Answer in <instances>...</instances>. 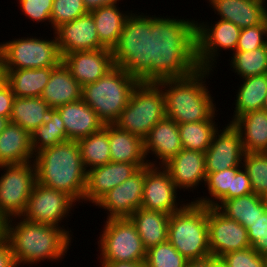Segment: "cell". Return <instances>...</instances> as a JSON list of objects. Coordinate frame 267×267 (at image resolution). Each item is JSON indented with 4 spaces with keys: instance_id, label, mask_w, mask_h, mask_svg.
Here are the masks:
<instances>
[{
    "instance_id": "cell-54",
    "label": "cell",
    "mask_w": 267,
    "mask_h": 267,
    "mask_svg": "<svg viewBox=\"0 0 267 267\" xmlns=\"http://www.w3.org/2000/svg\"><path fill=\"white\" fill-rule=\"evenodd\" d=\"M210 267H228L221 258H214Z\"/></svg>"
},
{
    "instance_id": "cell-34",
    "label": "cell",
    "mask_w": 267,
    "mask_h": 267,
    "mask_svg": "<svg viewBox=\"0 0 267 267\" xmlns=\"http://www.w3.org/2000/svg\"><path fill=\"white\" fill-rule=\"evenodd\" d=\"M51 107L41 97H15L10 122L30 134L48 118Z\"/></svg>"
},
{
    "instance_id": "cell-31",
    "label": "cell",
    "mask_w": 267,
    "mask_h": 267,
    "mask_svg": "<svg viewBox=\"0 0 267 267\" xmlns=\"http://www.w3.org/2000/svg\"><path fill=\"white\" fill-rule=\"evenodd\" d=\"M215 207L227 218L239 222L246 229L267 211L264 197L254 193L222 200Z\"/></svg>"
},
{
    "instance_id": "cell-45",
    "label": "cell",
    "mask_w": 267,
    "mask_h": 267,
    "mask_svg": "<svg viewBox=\"0 0 267 267\" xmlns=\"http://www.w3.org/2000/svg\"><path fill=\"white\" fill-rule=\"evenodd\" d=\"M19 4L23 15L33 22L51 23L53 0H19Z\"/></svg>"
},
{
    "instance_id": "cell-22",
    "label": "cell",
    "mask_w": 267,
    "mask_h": 267,
    "mask_svg": "<svg viewBox=\"0 0 267 267\" xmlns=\"http://www.w3.org/2000/svg\"><path fill=\"white\" fill-rule=\"evenodd\" d=\"M163 167L169 172L175 187L179 190H195L199 184H205V152L183 148Z\"/></svg>"
},
{
    "instance_id": "cell-14",
    "label": "cell",
    "mask_w": 267,
    "mask_h": 267,
    "mask_svg": "<svg viewBox=\"0 0 267 267\" xmlns=\"http://www.w3.org/2000/svg\"><path fill=\"white\" fill-rule=\"evenodd\" d=\"M177 191L169 172L163 166H145L142 208L171 215L186 204L179 200Z\"/></svg>"
},
{
    "instance_id": "cell-36",
    "label": "cell",
    "mask_w": 267,
    "mask_h": 267,
    "mask_svg": "<svg viewBox=\"0 0 267 267\" xmlns=\"http://www.w3.org/2000/svg\"><path fill=\"white\" fill-rule=\"evenodd\" d=\"M215 113L209 120L178 124V130L184 149L206 152L214 133L219 127L215 124ZM214 120V121H213Z\"/></svg>"
},
{
    "instance_id": "cell-44",
    "label": "cell",
    "mask_w": 267,
    "mask_h": 267,
    "mask_svg": "<svg viewBox=\"0 0 267 267\" xmlns=\"http://www.w3.org/2000/svg\"><path fill=\"white\" fill-rule=\"evenodd\" d=\"M267 43V24L243 28L240 31L235 51H251Z\"/></svg>"
},
{
    "instance_id": "cell-43",
    "label": "cell",
    "mask_w": 267,
    "mask_h": 267,
    "mask_svg": "<svg viewBox=\"0 0 267 267\" xmlns=\"http://www.w3.org/2000/svg\"><path fill=\"white\" fill-rule=\"evenodd\" d=\"M221 259L228 267L267 266V256L260 255L252 247L227 253Z\"/></svg>"
},
{
    "instance_id": "cell-10",
    "label": "cell",
    "mask_w": 267,
    "mask_h": 267,
    "mask_svg": "<svg viewBox=\"0 0 267 267\" xmlns=\"http://www.w3.org/2000/svg\"><path fill=\"white\" fill-rule=\"evenodd\" d=\"M98 241L101 261L145 260L146 252L135 225L129 218L106 219Z\"/></svg>"
},
{
    "instance_id": "cell-41",
    "label": "cell",
    "mask_w": 267,
    "mask_h": 267,
    "mask_svg": "<svg viewBox=\"0 0 267 267\" xmlns=\"http://www.w3.org/2000/svg\"><path fill=\"white\" fill-rule=\"evenodd\" d=\"M146 267H187V259L169 242L158 244L146 252Z\"/></svg>"
},
{
    "instance_id": "cell-39",
    "label": "cell",
    "mask_w": 267,
    "mask_h": 267,
    "mask_svg": "<svg viewBox=\"0 0 267 267\" xmlns=\"http://www.w3.org/2000/svg\"><path fill=\"white\" fill-rule=\"evenodd\" d=\"M241 167L237 166L223 171L207 173L205 186L207 185L211 198L202 196L193 201L206 207H215L222 200H228V190H232L233 176Z\"/></svg>"
},
{
    "instance_id": "cell-2",
    "label": "cell",
    "mask_w": 267,
    "mask_h": 267,
    "mask_svg": "<svg viewBox=\"0 0 267 267\" xmlns=\"http://www.w3.org/2000/svg\"><path fill=\"white\" fill-rule=\"evenodd\" d=\"M6 221L5 239L9 242L16 264L31 266L46 260L59 261L67 254L71 244V230L62 227L34 223L23 217ZM14 221V222H13ZM13 222V223H12Z\"/></svg>"
},
{
    "instance_id": "cell-9",
    "label": "cell",
    "mask_w": 267,
    "mask_h": 267,
    "mask_svg": "<svg viewBox=\"0 0 267 267\" xmlns=\"http://www.w3.org/2000/svg\"><path fill=\"white\" fill-rule=\"evenodd\" d=\"M40 38L22 37L0 43L3 69L57 66L62 61V56L58 49L55 32L52 40Z\"/></svg>"
},
{
    "instance_id": "cell-12",
    "label": "cell",
    "mask_w": 267,
    "mask_h": 267,
    "mask_svg": "<svg viewBox=\"0 0 267 267\" xmlns=\"http://www.w3.org/2000/svg\"><path fill=\"white\" fill-rule=\"evenodd\" d=\"M207 24L196 21V58L199 68L212 70L222 49L235 52L241 29L221 19L215 25Z\"/></svg>"
},
{
    "instance_id": "cell-38",
    "label": "cell",
    "mask_w": 267,
    "mask_h": 267,
    "mask_svg": "<svg viewBox=\"0 0 267 267\" xmlns=\"http://www.w3.org/2000/svg\"><path fill=\"white\" fill-rule=\"evenodd\" d=\"M231 55V71L240 78L267 74V43L255 50L235 51Z\"/></svg>"
},
{
    "instance_id": "cell-15",
    "label": "cell",
    "mask_w": 267,
    "mask_h": 267,
    "mask_svg": "<svg viewBox=\"0 0 267 267\" xmlns=\"http://www.w3.org/2000/svg\"><path fill=\"white\" fill-rule=\"evenodd\" d=\"M209 249L215 258L251 247L247 229L227 218L216 207H208Z\"/></svg>"
},
{
    "instance_id": "cell-33",
    "label": "cell",
    "mask_w": 267,
    "mask_h": 267,
    "mask_svg": "<svg viewBox=\"0 0 267 267\" xmlns=\"http://www.w3.org/2000/svg\"><path fill=\"white\" fill-rule=\"evenodd\" d=\"M242 82L235 95L234 115L228 122L231 124L248 112L262 109L267 94V74L247 77Z\"/></svg>"
},
{
    "instance_id": "cell-42",
    "label": "cell",
    "mask_w": 267,
    "mask_h": 267,
    "mask_svg": "<svg viewBox=\"0 0 267 267\" xmlns=\"http://www.w3.org/2000/svg\"><path fill=\"white\" fill-rule=\"evenodd\" d=\"M88 13L83 0H53L51 27L53 31L63 23L71 22Z\"/></svg>"
},
{
    "instance_id": "cell-40",
    "label": "cell",
    "mask_w": 267,
    "mask_h": 267,
    "mask_svg": "<svg viewBox=\"0 0 267 267\" xmlns=\"http://www.w3.org/2000/svg\"><path fill=\"white\" fill-rule=\"evenodd\" d=\"M254 194L267 195V152L245 153L242 162Z\"/></svg>"
},
{
    "instance_id": "cell-5",
    "label": "cell",
    "mask_w": 267,
    "mask_h": 267,
    "mask_svg": "<svg viewBox=\"0 0 267 267\" xmlns=\"http://www.w3.org/2000/svg\"><path fill=\"white\" fill-rule=\"evenodd\" d=\"M132 12L111 50L113 63L140 82H151V15Z\"/></svg>"
},
{
    "instance_id": "cell-11",
    "label": "cell",
    "mask_w": 267,
    "mask_h": 267,
    "mask_svg": "<svg viewBox=\"0 0 267 267\" xmlns=\"http://www.w3.org/2000/svg\"><path fill=\"white\" fill-rule=\"evenodd\" d=\"M0 168L5 172L0 176V214L6 220L21 217L37 182L35 163L0 165Z\"/></svg>"
},
{
    "instance_id": "cell-47",
    "label": "cell",
    "mask_w": 267,
    "mask_h": 267,
    "mask_svg": "<svg viewBox=\"0 0 267 267\" xmlns=\"http://www.w3.org/2000/svg\"><path fill=\"white\" fill-rule=\"evenodd\" d=\"M253 193L250 179L243 166L233 176L232 190H228V199L246 196Z\"/></svg>"
},
{
    "instance_id": "cell-46",
    "label": "cell",
    "mask_w": 267,
    "mask_h": 267,
    "mask_svg": "<svg viewBox=\"0 0 267 267\" xmlns=\"http://www.w3.org/2000/svg\"><path fill=\"white\" fill-rule=\"evenodd\" d=\"M247 234L251 247L267 256V211L247 228Z\"/></svg>"
},
{
    "instance_id": "cell-24",
    "label": "cell",
    "mask_w": 267,
    "mask_h": 267,
    "mask_svg": "<svg viewBox=\"0 0 267 267\" xmlns=\"http://www.w3.org/2000/svg\"><path fill=\"white\" fill-rule=\"evenodd\" d=\"M56 110L63 120L68 140L78 141L99 132L105 125L82 99L64 104Z\"/></svg>"
},
{
    "instance_id": "cell-7",
    "label": "cell",
    "mask_w": 267,
    "mask_h": 267,
    "mask_svg": "<svg viewBox=\"0 0 267 267\" xmlns=\"http://www.w3.org/2000/svg\"><path fill=\"white\" fill-rule=\"evenodd\" d=\"M168 241L187 260L209 254L208 207L191 201L172 213Z\"/></svg>"
},
{
    "instance_id": "cell-35",
    "label": "cell",
    "mask_w": 267,
    "mask_h": 267,
    "mask_svg": "<svg viewBox=\"0 0 267 267\" xmlns=\"http://www.w3.org/2000/svg\"><path fill=\"white\" fill-rule=\"evenodd\" d=\"M85 169L111 162L109 144V124L96 133L77 141Z\"/></svg>"
},
{
    "instance_id": "cell-49",
    "label": "cell",
    "mask_w": 267,
    "mask_h": 267,
    "mask_svg": "<svg viewBox=\"0 0 267 267\" xmlns=\"http://www.w3.org/2000/svg\"><path fill=\"white\" fill-rule=\"evenodd\" d=\"M0 267H18L9 242L0 239Z\"/></svg>"
},
{
    "instance_id": "cell-6",
    "label": "cell",
    "mask_w": 267,
    "mask_h": 267,
    "mask_svg": "<svg viewBox=\"0 0 267 267\" xmlns=\"http://www.w3.org/2000/svg\"><path fill=\"white\" fill-rule=\"evenodd\" d=\"M139 82L121 67L114 66L96 82L82 87V100L104 124H114Z\"/></svg>"
},
{
    "instance_id": "cell-25",
    "label": "cell",
    "mask_w": 267,
    "mask_h": 267,
    "mask_svg": "<svg viewBox=\"0 0 267 267\" xmlns=\"http://www.w3.org/2000/svg\"><path fill=\"white\" fill-rule=\"evenodd\" d=\"M40 97L51 107L57 109L64 104L82 99V86L71 75L69 68L61 61L53 67L48 83Z\"/></svg>"
},
{
    "instance_id": "cell-53",
    "label": "cell",
    "mask_w": 267,
    "mask_h": 267,
    "mask_svg": "<svg viewBox=\"0 0 267 267\" xmlns=\"http://www.w3.org/2000/svg\"><path fill=\"white\" fill-rule=\"evenodd\" d=\"M6 219L0 214V239L5 237Z\"/></svg>"
},
{
    "instance_id": "cell-18",
    "label": "cell",
    "mask_w": 267,
    "mask_h": 267,
    "mask_svg": "<svg viewBox=\"0 0 267 267\" xmlns=\"http://www.w3.org/2000/svg\"><path fill=\"white\" fill-rule=\"evenodd\" d=\"M54 32L62 57L72 52L104 48L99 42L94 18L90 12L71 22L61 24Z\"/></svg>"
},
{
    "instance_id": "cell-57",
    "label": "cell",
    "mask_w": 267,
    "mask_h": 267,
    "mask_svg": "<svg viewBox=\"0 0 267 267\" xmlns=\"http://www.w3.org/2000/svg\"><path fill=\"white\" fill-rule=\"evenodd\" d=\"M264 110L267 111V94H266V97H265V100H264V103H263V108Z\"/></svg>"
},
{
    "instance_id": "cell-3",
    "label": "cell",
    "mask_w": 267,
    "mask_h": 267,
    "mask_svg": "<svg viewBox=\"0 0 267 267\" xmlns=\"http://www.w3.org/2000/svg\"><path fill=\"white\" fill-rule=\"evenodd\" d=\"M37 182L67 193L76 203L83 202L87 170L77 141L68 140L35 154Z\"/></svg>"
},
{
    "instance_id": "cell-1",
    "label": "cell",
    "mask_w": 267,
    "mask_h": 267,
    "mask_svg": "<svg viewBox=\"0 0 267 267\" xmlns=\"http://www.w3.org/2000/svg\"><path fill=\"white\" fill-rule=\"evenodd\" d=\"M151 82L184 78L199 69L196 58V22L151 16Z\"/></svg>"
},
{
    "instance_id": "cell-55",
    "label": "cell",
    "mask_w": 267,
    "mask_h": 267,
    "mask_svg": "<svg viewBox=\"0 0 267 267\" xmlns=\"http://www.w3.org/2000/svg\"><path fill=\"white\" fill-rule=\"evenodd\" d=\"M10 123V119L0 116V133L7 127Z\"/></svg>"
},
{
    "instance_id": "cell-51",
    "label": "cell",
    "mask_w": 267,
    "mask_h": 267,
    "mask_svg": "<svg viewBox=\"0 0 267 267\" xmlns=\"http://www.w3.org/2000/svg\"><path fill=\"white\" fill-rule=\"evenodd\" d=\"M214 258L215 256L212 253H209L202 257H196L187 260V267H210V264Z\"/></svg>"
},
{
    "instance_id": "cell-52",
    "label": "cell",
    "mask_w": 267,
    "mask_h": 267,
    "mask_svg": "<svg viewBox=\"0 0 267 267\" xmlns=\"http://www.w3.org/2000/svg\"><path fill=\"white\" fill-rule=\"evenodd\" d=\"M120 0H83L88 12L101 8L102 6L116 5Z\"/></svg>"
},
{
    "instance_id": "cell-13",
    "label": "cell",
    "mask_w": 267,
    "mask_h": 267,
    "mask_svg": "<svg viewBox=\"0 0 267 267\" xmlns=\"http://www.w3.org/2000/svg\"><path fill=\"white\" fill-rule=\"evenodd\" d=\"M76 201L67 193L35 183L26 209L21 217L40 224L61 227Z\"/></svg>"
},
{
    "instance_id": "cell-37",
    "label": "cell",
    "mask_w": 267,
    "mask_h": 267,
    "mask_svg": "<svg viewBox=\"0 0 267 267\" xmlns=\"http://www.w3.org/2000/svg\"><path fill=\"white\" fill-rule=\"evenodd\" d=\"M68 141L63 120L56 109H51L47 120L31 133L34 155L43 149Z\"/></svg>"
},
{
    "instance_id": "cell-48",
    "label": "cell",
    "mask_w": 267,
    "mask_h": 267,
    "mask_svg": "<svg viewBox=\"0 0 267 267\" xmlns=\"http://www.w3.org/2000/svg\"><path fill=\"white\" fill-rule=\"evenodd\" d=\"M14 98L11 87L2 79L0 81V116L10 119Z\"/></svg>"
},
{
    "instance_id": "cell-20",
    "label": "cell",
    "mask_w": 267,
    "mask_h": 267,
    "mask_svg": "<svg viewBox=\"0 0 267 267\" xmlns=\"http://www.w3.org/2000/svg\"><path fill=\"white\" fill-rule=\"evenodd\" d=\"M138 170L135 164L122 162H109L89 169L83 196L84 203L89 201L95 205L103 195L130 178Z\"/></svg>"
},
{
    "instance_id": "cell-21",
    "label": "cell",
    "mask_w": 267,
    "mask_h": 267,
    "mask_svg": "<svg viewBox=\"0 0 267 267\" xmlns=\"http://www.w3.org/2000/svg\"><path fill=\"white\" fill-rule=\"evenodd\" d=\"M143 142L146 159L149 154H153L154 160H159L156 163L153 160L148 162L150 166H156L157 163L159 166H163L183 149L178 124L167 117L151 128Z\"/></svg>"
},
{
    "instance_id": "cell-56",
    "label": "cell",
    "mask_w": 267,
    "mask_h": 267,
    "mask_svg": "<svg viewBox=\"0 0 267 267\" xmlns=\"http://www.w3.org/2000/svg\"><path fill=\"white\" fill-rule=\"evenodd\" d=\"M4 79V74H3V62H2V49L0 46V81Z\"/></svg>"
},
{
    "instance_id": "cell-17",
    "label": "cell",
    "mask_w": 267,
    "mask_h": 267,
    "mask_svg": "<svg viewBox=\"0 0 267 267\" xmlns=\"http://www.w3.org/2000/svg\"><path fill=\"white\" fill-rule=\"evenodd\" d=\"M145 167L140 168L130 178L108 191L95 204L107 211V219L129 218L141 207Z\"/></svg>"
},
{
    "instance_id": "cell-30",
    "label": "cell",
    "mask_w": 267,
    "mask_h": 267,
    "mask_svg": "<svg viewBox=\"0 0 267 267\" xmlns=\"http://www.w3.org/2000/svg\"><path fill=\"white\" fill-rule=\"evenodd\" d=\"M53 67L3 69L4 80L15 97H40L49 81Z\"/></svg>"
},
{
    "instance_id": "cell-26",
    "label": "cell",
    "mask_w": 267,
    "mask_h": 267,
    "mask_svg": "<svg viewBox=\"0 0 267 267\" xmlns=\"http://www.w3.org/2000/svg\"><path fill=\"white\" fill-rule=\"evenodd\" d=\"M34 157L31 134L10 122L0 133V165L32 162Z\"/></svg>"
},
{
    "instance_id": "cell-29",
    "label": "cell",
    "mask_w": 267,
    "mask_h": 267,
    "mask_svg": "<svg viewBox=\"0 0 267 267\" xmlns=\"http://www.w3.org/2000/svg\"><path fill=\"white\" fill-rule=\"evenodd\" d=\"M239 131L245 153L267 152V111L248 112L233 123Z\"/></svg>"
},
{
    "instance_id": "cell-4",
    "label": "cell",
    "mask_w": 267,
    "mask_h": 267,
    "mask_svg": "<svg viewBox=\"0 0 267 267\" xmlns=\"http://www.w3.org/2000/svg\"><path fill=\"white\" fill-rule=\"evenodd\" d=\"M211 71L214 70L199 68L184 78L156 82L164 93L167 118L177 124L194 123L209 120L217 113L214 97L211 96L205 80L206 77L209 79Z\"/></svg>"
},
{
    "instance_id": "cell-50",
    "label": "cell",
    "mask_w": 267,
    "mask_h": 267,
    "mask_svg": "<svg viewBox=\"0 0 267 267\" xmlns=\"http://www.w3.org/2000/svg\"><path fill=\"white\" fill-rule=\"evenodd\" d=\"M101 267H146L145 260L138 261H99Z\"/></svg>"
},
{
    "instance_id": "cell-8",
    "label": "cell",
    "mask_w": 267,
    "mask_h": 267,
    "mask_svg": "<svg viewBox=\"0 0 267 267\" xmlns=\"http://www.w3.org/2000/svg\"><path fill=\"white\" fill-rule=\"evenodd\" d=\"M165 117L162 88L155 82H139L114 125L144 139L151 128Z\"/></svg>"
},
{
    "instance_id": "cell-16",
    "label": "cell",
    "mask_w": 267,
    "mask_h": 267,
    "mask_svg": "<svg viewBox=\"0 0 267 267\" xmlns=\"http://www.w3.org/2000/svg\"><path fill=\"white\" fill-rule=\"evenodd\" d=\"M244 154L240 133L229 123L214 133L212 142L205 152L206 173L242 166Z\"/></svg>"
},
{
    "instance_id": "cell-27",
    "label": "cell",
    "mask_w": 267,
    "mask_h": 267,
    "mask_svg": "<svg viewBox=\"0 0 267 267\" xmlns=\"http://www.w3.org/2000/svg\"><path fill=\"white\" fill-rule=\"evenodd\" d=\"M109 144L111 162L135 164L139 169L148 165L143 139L128 131L109 124Z\"/></svg>"
},
{
    "instance_id": "cell-32",
    "label": "cell",
    "mask_w": 267,
    "mask_h": 267,
    "mask_svg": "<svg viewBox=\"0 0 267 267\" xmlns=\"http://www.w3.org/2000/svg\"><path fill=\"white\" fill-rule=\"evenodd\" d=\"M118 7V5H109L90 11L100 44L110 50L116 45L126 19L131 14L126 11L123 13Z\"/></svg>"
},
{
    "instance_id": "cell-23",
    "label": "cell",
    "mask_w": 267,
    "mask_h": 267,
    "mask_svg": "<svg viewBox=\"0 0 267 267\" xmlns=\"http://www.w3.org/2000/svg\"><path fill=\"white\" fill-rule=\"evenodd\" d=\"M221 20L229 21L240 29L267 24V0H208ZM265 3V4H264ZM212 5V6H211Z\"/></svg>"
},
{
    "instance_id": "cell-58",
    "label": "cell",
    "mask_w": 267,
    "mask_h": 267,
    "mask_svg": "<svg viewBox=\"0 0 267 267\" xmlns=\"http://www.w3.org/2000/svg\"><path fill=\"white\" fill-rule=\"evenodd\" d=\"M264 199H265V202H266V204H267V195L264 197Z\"/></svg>"
},
{
    "instance_id": "cell-28",
    "label": "cell",
    "mask_w": 267,
    "mask_h": 267,
    "mask_svg": "<svg viewBox=\"0 0 267 267\" xmlns=\"http://www.w3.org/2000/svg\"><path fill=\"white\" fill-rule=\"evenodd\" d=\"M169 218L170 214L142 207L129 217L146 250L168 241Z\"/></svg>"
},
{
    "instance_id": "cell-19",
    "label": "cell",
    "mask_w": 267,
    "mask_h": 267,
    "mask_svg": "<svg viewBox=\"0 0 267 267\" xmlns=\"http://www.w3.org/2000/svg\"><path fill=\"white\" fill-rule=\"evenodd\" d=\"M62 61L82 87L96 82L114 67L111 50L107 48L68 53Z\"/></svg>"
}]
</instances>
